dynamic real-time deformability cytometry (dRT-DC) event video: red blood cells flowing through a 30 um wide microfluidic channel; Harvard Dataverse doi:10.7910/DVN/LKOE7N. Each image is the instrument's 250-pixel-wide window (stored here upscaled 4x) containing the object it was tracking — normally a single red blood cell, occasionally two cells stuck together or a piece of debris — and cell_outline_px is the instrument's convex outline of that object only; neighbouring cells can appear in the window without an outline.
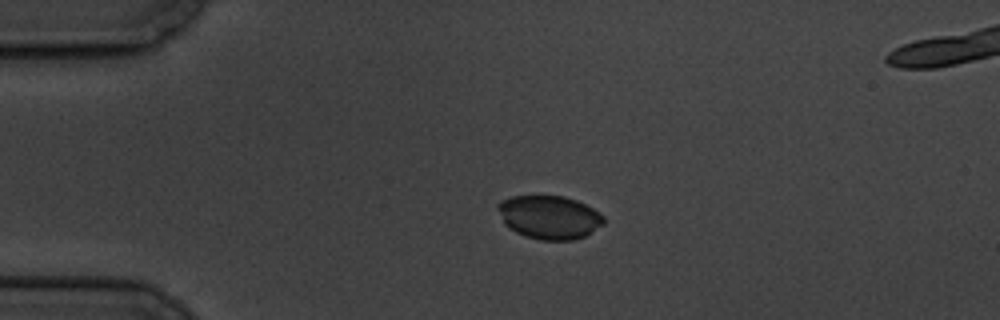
{"species": "common noctule bat (a hibernating species)", "species_latin": "Nyctalus noctula", "temperature_condition": "cold", "stored_images_in_passage": 5, "camera_frame_rate_fps": 3000, "um_per_image_px": 0.085, "animal": {"sex": "male", "body_mass_g": 19.5, "forearm_length_mm": 54.6}, "frame": {"image": 1, "passage_image": 3, "time_ms": 2.333, "image_size_px": [1000, 320], "cell_outline_px": [[604, 224], [584, 236], [572, 240], [540, 240], [524, 236], [508, 228], [504, 224], [496, 208], [496, 204], [500, 200], [512, 196], [564, 196], [576, 200], [600, 212], [604, 216]], "centroid_in_image_um": [46.65, 18.46], "position_along_channel_um": 38.3, "area_um2": 26.99}}